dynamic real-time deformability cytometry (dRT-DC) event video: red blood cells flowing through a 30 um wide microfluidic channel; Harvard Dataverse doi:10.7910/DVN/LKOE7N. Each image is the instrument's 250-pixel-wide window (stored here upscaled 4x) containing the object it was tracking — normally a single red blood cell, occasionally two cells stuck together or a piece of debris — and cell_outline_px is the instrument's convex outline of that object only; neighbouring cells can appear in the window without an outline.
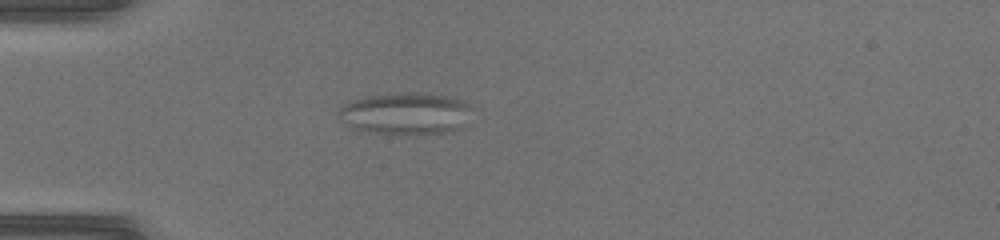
{"species": "common noctule bat (a hibernating species)", "species_latin": "Nyctalus noctula", "temperature_condition": "warm", "stored_images_in_passage": 48, "camera_frame_rate_fps": 3000, "um_per_image_px": 0.085, "animal": {"sex": "female", "body_mass_g": 17.0, "forearm_length_mm": 48.0}, "frame": {"image": 1, "passage_image": 15, "time_ms": 4.667, "image_size_px": [1000, 240], "cell_outline_px": [[480, 108], [460, 128], [444, 132], [416, 136], [360, 132], [344, 124], [340, 120], [340, 108], [348, 100], [364, 96], [396, 92], [424, 92], [448, 96], [464, 100]], "centroid_in_image_um": [34.55, 9.65], "position_along_channel_um": 50.5, "area_um2": 34.39}}
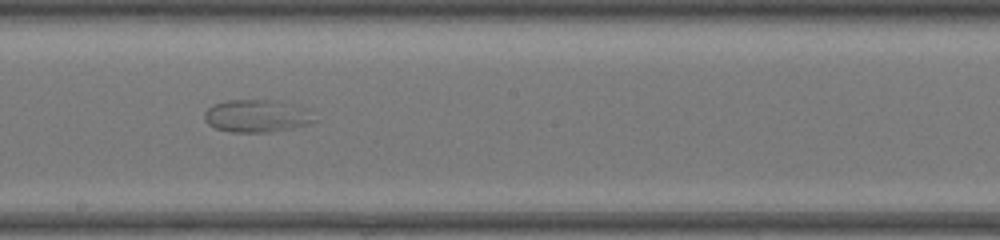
{"frame": {"image": 2, "passage_image": 28, "time_ms": 9.0, "image_size_px": [1000, 240], "cell_outline_px": [[316, 120], [308, 124], [292, 128], [268, 132], [232, 132], [216, 128], [208, 124], [204, 120], [204, 112], [212, 104], [228, 100], [276, 100], [308, 108]], "centroid_in_image_um": [21.82, 9.85], "position_along_channel_um": 226.4, "area_um2": 20.98}}
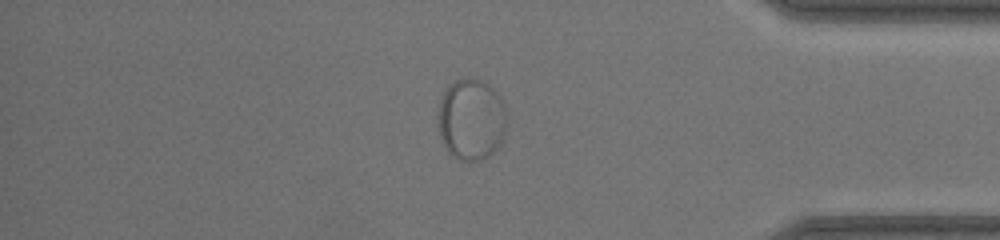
{"frame": {"image": 3, "passage_image": 41, "time_ms": 13.333, "image_size_px": [1000, 240], "cell_outline_px": [[504, 136], [500, 144], [488, 156], [480, 160], [460, 160], [448, 152], [440, 136], [440, 100], [448, 84], [456, 80], [484, 80], [500, 96], [504, 108]], "centroid_in_image_um": [40.06, 10.16], "position_along_channel_um": 395.1, "area_um2": 31.79}}